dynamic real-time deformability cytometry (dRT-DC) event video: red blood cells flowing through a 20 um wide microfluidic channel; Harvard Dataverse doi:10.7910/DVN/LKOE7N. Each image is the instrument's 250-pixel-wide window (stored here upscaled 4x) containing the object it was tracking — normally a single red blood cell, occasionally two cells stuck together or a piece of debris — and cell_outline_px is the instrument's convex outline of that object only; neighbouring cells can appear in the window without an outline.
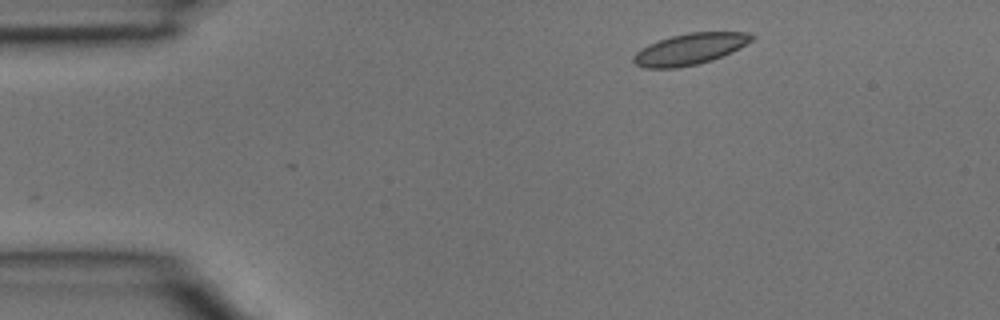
{"species": "common noctule bat (a hibernating species)", "species_latin": "Nyctalus noctula", "temperature_condition": "room temperature", "stored_images_in_passage": 3, "camera_frame_rate_fps": 3000, "um_per_image_px": 0.085, "animal": {"sex": "male", "body_mass_g": 15.6}, "frame": {"image": 1, "passage_image": 1, "time_ms": 0.0, "image_size_px": [1000, 320], "cell_outline_px": [[756, 36], [752, 40], [740, 48], [732, 52], [712, 60], [696, 64], [676, 68], [644, 68], [636, 64], [632, 60], [632, 56], [636, 52], [648, 44], [672, 36], [688, 32], [748, 32]], "centroid_in_image_um": [58.65, 4.17], "position_along_channel_um": 26.4, "area_um2": 21.5}}
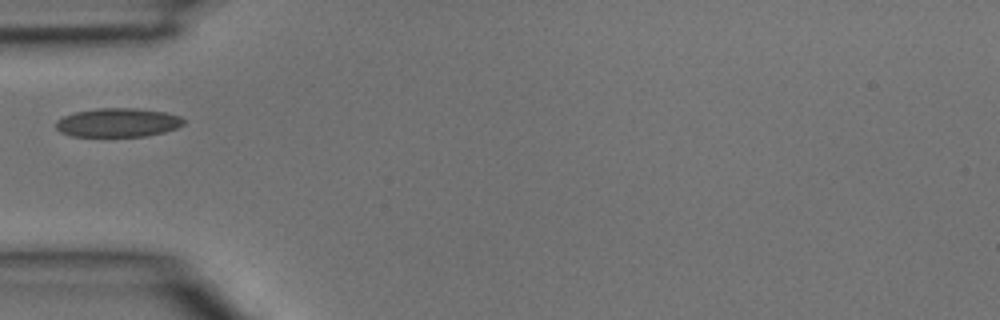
{"frame": {"image": 2, "passage_image": 3, "time_ms": 0.667, "image_size_px": [1000, 320], "cell_outline_px": [[184, 124], [176, 128], [164, 132], [144, 136], [72, 136], [60, 132], [56, 128], [56, 120], [64, 116], [76, 112], [100, 108], [136, 108], [164, 112], [180, 116], [184, 120]], "centroid_in_image_um": [10.01, 10.42], "position_along_channel_um": 75.0, "area_um2": 21.33}}